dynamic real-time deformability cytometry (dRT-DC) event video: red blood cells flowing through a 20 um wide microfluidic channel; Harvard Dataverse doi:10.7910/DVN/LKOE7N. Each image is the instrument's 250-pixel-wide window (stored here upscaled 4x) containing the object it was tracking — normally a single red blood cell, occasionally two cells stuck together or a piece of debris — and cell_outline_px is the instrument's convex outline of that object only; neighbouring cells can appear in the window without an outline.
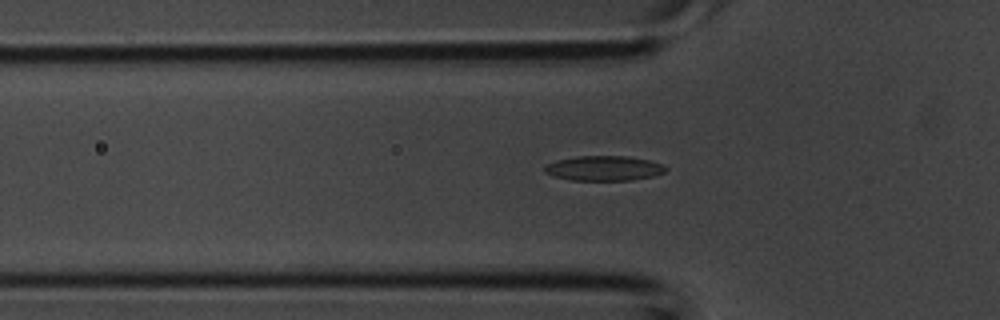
{"species": "common noctule bat (a hibernating species)", "species_latin": "Nyctalus noctula", "temperature_condition": "room temperature", "stored_images_in_passage": 39, "camera_frame_rate_fps": 3000, "um_per_image_px": 0.085, "animal": {"sex": "male", "body_mass_g": 20.1, "forearm_length_mm": 53.5}, "frame": {"image": 1, "passage_image": 12, "time_ms": 3.667, "image_size_px": [1000, 320], "cell_outline_px": [[668, 168], [664, 172], [656, 176], [632, 180], [572, 180], [552, 176], [544, 172], [544, 168], [548, 164], [556, 160], [576, 156], [628, 156], [648, 160], [664, 164]], "centroid_in_image_um": [51.36, 14.3], "position_along_channel_um": 74.4, "area_um2": 17.69}}
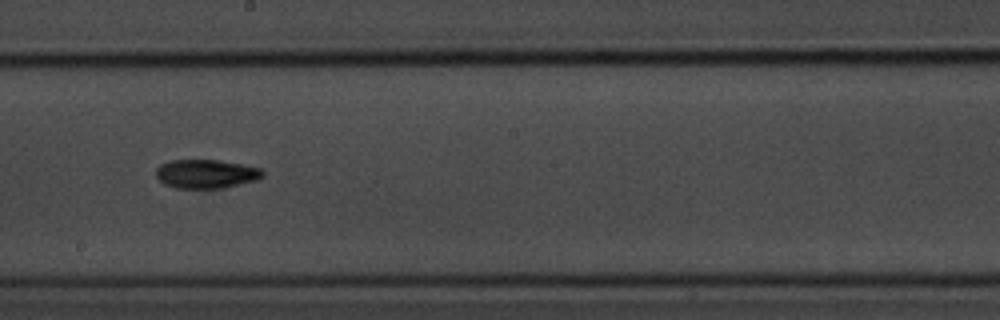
{"frame": {"image": 2, "passage_image": 21, "time_ms": 6.667, "image_size_px": [1000, 320], "cell_outline_px": [[264, 176], [256, 180], [224, 188], [176, 188], [164, 184], [156, 176], [156, 168], [160, 164], [172, 160], [216, 160], [240, 164], [260, 168], [264, 172]], "centroid_in_image_um": [17.51, 14.78], "position_along_channel_um": 230.7, "area_um2": 17.86}}
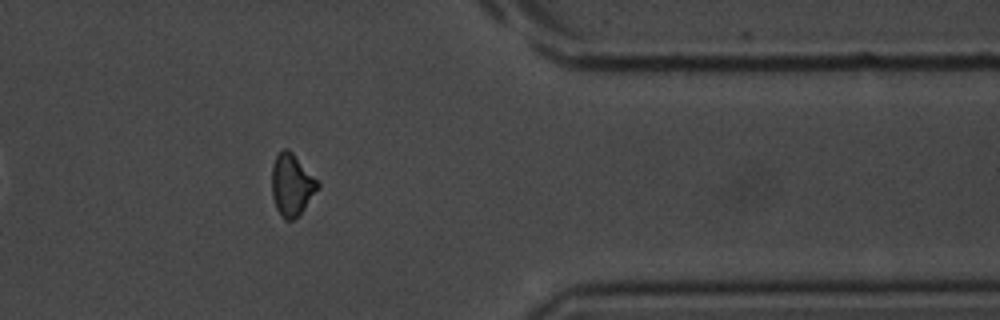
{"frame": {"image": 3, "passage_image": 31, "time_ms": 10.0, "image_size_px": [1000, 320], "cell_outline_px": [[320, 188], [300, 216], [292, 220], [284, 220], [276, 208], [272, 196], [272, 164], [276, 156], [284, 148], [288, 148], [292, 152], [320, 184]], "centroid_in_image_um": [24.81, 15.75], "position_along_channel_um": 386.6, "area_um2": 16.7}}